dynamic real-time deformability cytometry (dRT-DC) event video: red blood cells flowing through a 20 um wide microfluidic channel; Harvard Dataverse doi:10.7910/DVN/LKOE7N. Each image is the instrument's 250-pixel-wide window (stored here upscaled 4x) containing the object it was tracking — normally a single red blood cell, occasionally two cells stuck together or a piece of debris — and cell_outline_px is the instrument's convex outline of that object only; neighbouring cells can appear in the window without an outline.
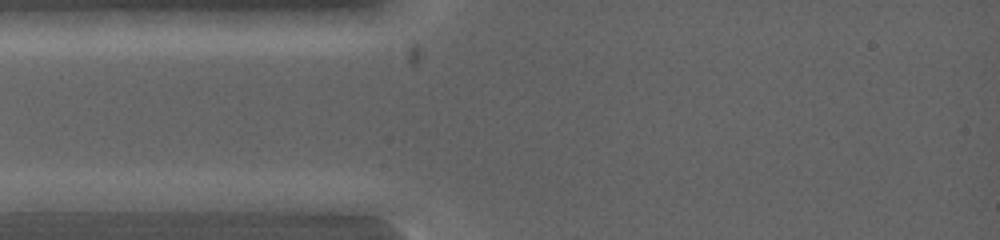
{"species": "common noctule bat (a hibernating species)", "species_latin": "Nyctalus noctula", "temperature_condition": "warm", "stored_images_in_passage": 3, "camera_frame_rate_fps": 5000, "um_per_image_px": 0.085, "animal": {"sex": "female", "body_mass_g": 19.0, "forearm_length_mm": 53.3}, "frame": {"image": 1, "passage_image": 2, "time_ms": 0.4, "image_size_px": [1000, 240], "cell_outline_px": [[184, 200], [176, 208], [164, 212], [84, 216], [44, 216], [16, 212], [12, 200], [44, 192], [164, 192]], "centroid_in_image_um": [8.12, 17.3], "position_along_channel_um": 76.9, "area_um2": 25.26}}